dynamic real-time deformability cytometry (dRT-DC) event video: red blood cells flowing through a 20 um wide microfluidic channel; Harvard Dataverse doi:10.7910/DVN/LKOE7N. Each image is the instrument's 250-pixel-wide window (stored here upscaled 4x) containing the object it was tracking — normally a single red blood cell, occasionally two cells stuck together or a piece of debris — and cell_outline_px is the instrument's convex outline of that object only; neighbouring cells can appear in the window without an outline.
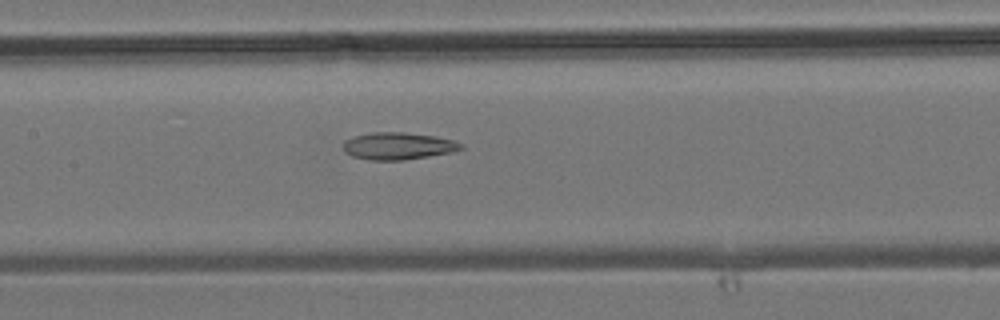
{"species": "common noctule bat (a hibernating species)", "species_latin": "Nyctalus noctula", "temperature_condition": "room temperature", "stored_images_in_passage": 22, "camera_frame_rate_fps": 3000, "um_per_image_px": 0.085, "animal": {"sex": "male", "body_mass_g": 19.2, "forearm_length_mm": 51.8}, "frame": {"image": 1, "passage_image": 21, "time_ms": 6.667, "image_size_px": [1000, 320], "cell_outline_px": [[464, 148], [452, 152], [404, 160], [368, 160], [352, 156], [344, 152], [344, 140], [356, 136], [372, 132], [404, 132], [436, 136], [452, 140], [464, 144]], "centroid_in_image_um": [33.85, 12.41], "position_along_channel_um": 173.6, "area_um2": 18.67}}